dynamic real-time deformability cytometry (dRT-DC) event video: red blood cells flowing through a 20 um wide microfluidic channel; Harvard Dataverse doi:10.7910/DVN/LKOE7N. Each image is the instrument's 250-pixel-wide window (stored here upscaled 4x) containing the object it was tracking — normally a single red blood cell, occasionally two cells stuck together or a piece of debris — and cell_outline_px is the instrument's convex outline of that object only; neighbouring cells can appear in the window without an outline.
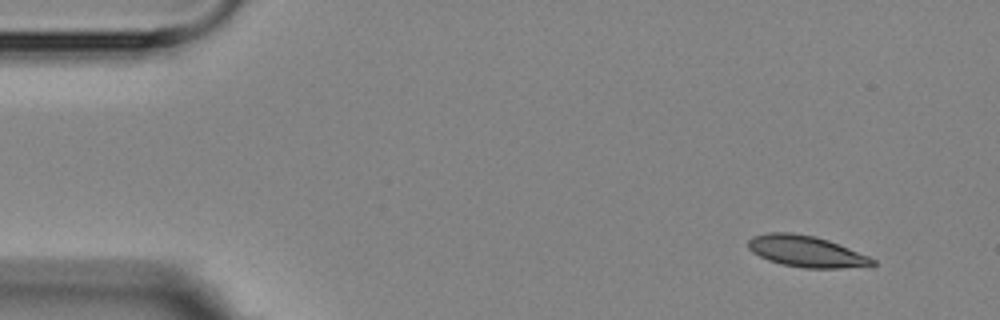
{"species": "Egyptian fruit bat (a non-hibernating species)", "species_latin": "Rousettus aegyptiacus", "temperature_condition": "room temperature", "stored_images_in_passage": 4, "camera_frame_rate_fps": 3000, "um_per_image_px": 0.085, "animal": {"sex": "female"}, "frame": {"image": 1, "passage_image": 1, "time_ms": 0.0, "image_size_px": [1000, 320], "cell_outline_px": [[876, 264], [872, 268], [804, 268], [784, 264], [768, 260], [752, 252], [748, 248], [748, 240], [752, 236], [768, 232], [792, 232], [816, 236], [828, 240], [868, 256], [876, 260]], "centroid_in_image_um": [68.58, 21.37], "position_along_channel_um": 16.4, "area_um2": 22.95}}
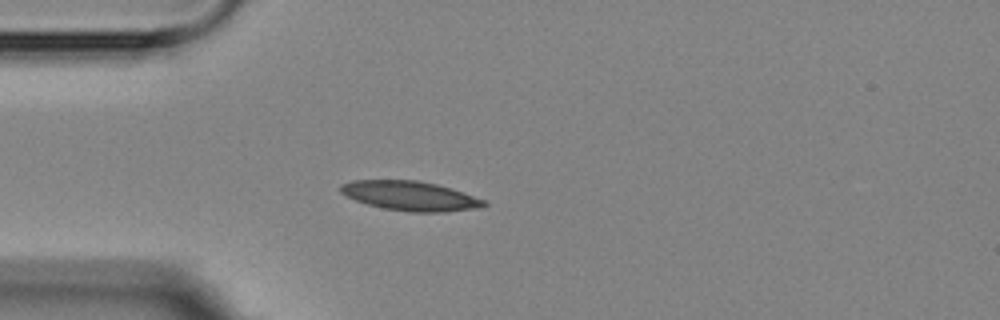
{"frame": {"image": 2, "passage_image": 4, "time_ms": 3.333, "image_size_px": [1000, 320], "cell_outline_px": [[488, 204], [480, 208], [444, 212], [412, 212], [384, 208], [368, 204], [356, 200], [340, 192], [340, 184], [352, 180], [420, 180], [452, 188], [488, 200]], "centroid_in_image_um": [34.93, 16.64], "position_along_channel_um": 50.1, "area_um2": 24.8}}